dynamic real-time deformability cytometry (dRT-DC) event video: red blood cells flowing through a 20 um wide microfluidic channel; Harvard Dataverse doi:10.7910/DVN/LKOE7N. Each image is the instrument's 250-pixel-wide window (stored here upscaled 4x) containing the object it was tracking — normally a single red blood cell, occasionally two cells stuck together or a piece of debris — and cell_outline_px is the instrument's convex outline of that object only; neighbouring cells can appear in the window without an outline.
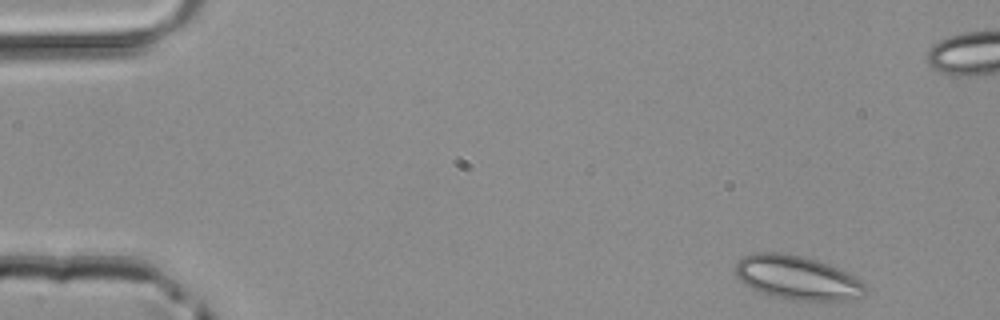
{"species": "common noctule bat (a hibernating species)", "species_latin": "Nyctalus noctula", "temperature_condition": "room temperature", "stored_images_in_passage": 46, "camera_frame_rate_fps": 3000, "um_per_image_px": 0.085, "animal": {"sex": "male", "body_mass_g": 20.4}, "frame": {"image": 1, "passage_image": 1, "time_ms": 0.0, "image_size_px": [1000, 320], "cell_outline_px": [[868, 292], [864, 296], [844, 300], [788, 300], [772, 296], [760, 292], [744, 284], [736, 276], [736, 264], [740, 256], [756, 252], [780, 252], [804, 256], [828, 264], [860, 280], [864, 284]], "centroid_in_image_um": [67.72, 23.6], "position_along_channel_um": 17.3, "area_um2": 33.29}}
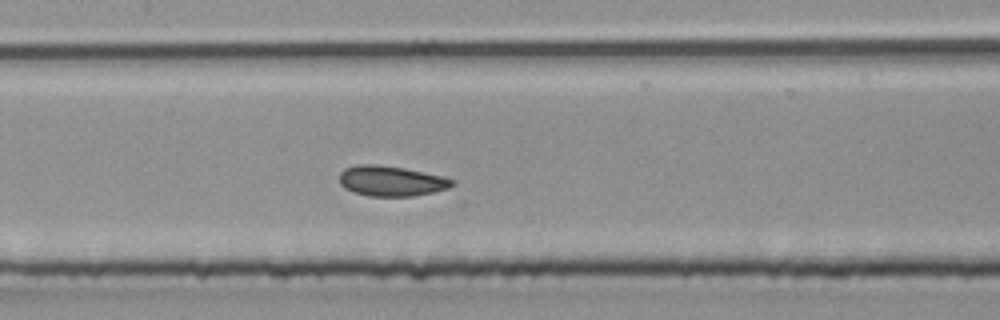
{"frame": {"image": 2, "passage_image": 20, "time_ms": 6.333, "image_size_px": [1000, 320], "cell_outline_px": [[456, 184], [448, 188], [432, 192], [412, 196], [368, 196], [344, 188], [340, 184], [340, 172], [344, 168], [360, 164], [376, 164], [404, 168], [444, 176], [456, 180]], "centroid_in_image_um": [33.28, 15.37], "position_along_channel_um": 174.1, "area_um2": 19.94}}
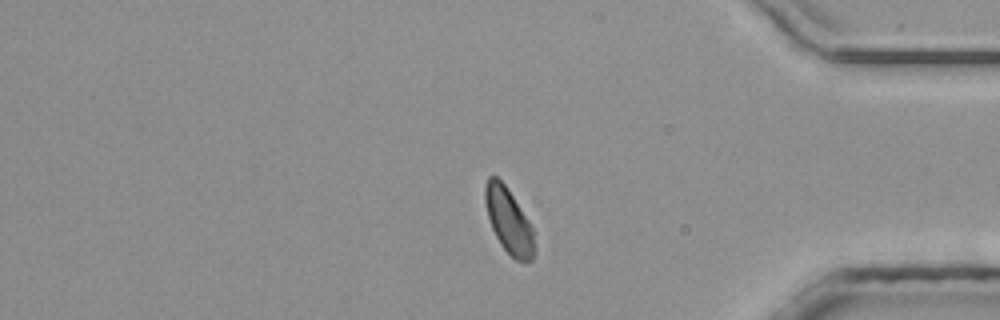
{"frame": {"image": 3, "passage_image": 37, "time_ms": 12.0, "image_size_px": [1000, 320], "cell_outline_px": [[536, 252], [532, 260], [516, 260], [500, 244], [492, 228], [488, 216], [484, 200], [484, 184], [488, 176], [496, 176], [504, 184], [528, 220], [532, 228], [536, 248]], "centroid_in_image_um": [43.23, 18.76], "position_along_channel_um": 392.0, "area_um2": 18.5}}